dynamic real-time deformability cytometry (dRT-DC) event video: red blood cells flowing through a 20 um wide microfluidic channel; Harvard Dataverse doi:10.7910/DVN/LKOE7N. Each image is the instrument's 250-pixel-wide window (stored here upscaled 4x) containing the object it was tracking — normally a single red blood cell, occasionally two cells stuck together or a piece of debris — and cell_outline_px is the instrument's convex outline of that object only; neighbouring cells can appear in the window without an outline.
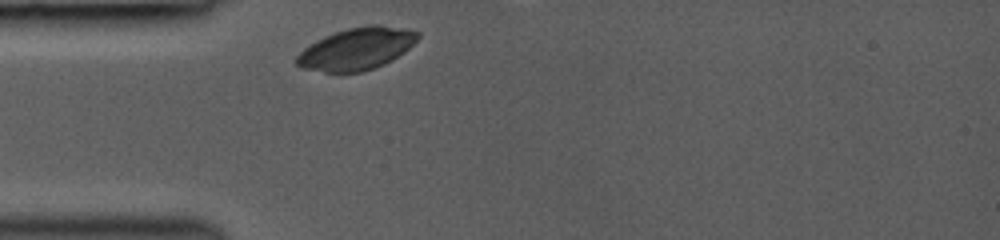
{"species": "common noctule bat (a hibernating species)", "species_latin": "Nyctalus noctula", "temperature_condition": "room temperature", "stored_images_in_passage": 29, "camera_frame_rate_fps": 3000, "um_per_image_px": 0.085, "animal": {"sex": "female", "body_mass_g": 19.0, "forearm_length_mm": 53.3}, "frame": {"image": 1, "passage_image": 1, "time_ms": 0.0, "image_size_px": [1000, 240], "cell_outline_px": [[420, 36], [404, 52], [392, 60], [384, 64], [360, 72], [324, 72], [300, 68], [296, 64], [296, 56], [304, 48], [316, 40], [324, 36], [348, 28], [372, 24], [376, 24], [408, 28], [420, 32]], "centroid_in_image_um": [30.31, 4.14], "position_along_channel_um": 54.7, "area_um2": 29.71}}
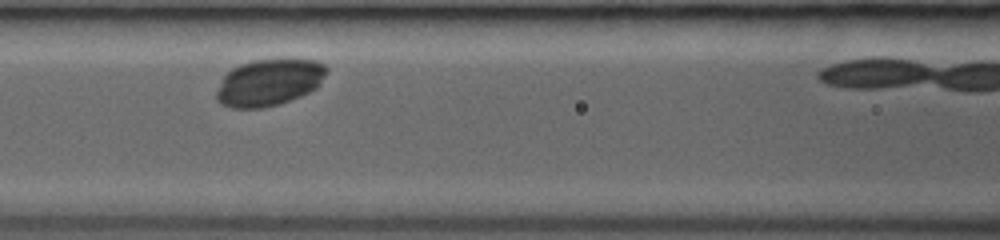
{"frame": {"image": 2, "passage_image": 8, "time_ms": 2.333, "image_size_px": [1000, 240], "cell_outline_px": [[328, 72], [320, 84], [316, 88], [300, 96], [280, 104], [264, 108], [232, 108], [220, 104], [216, 100], [216, 92], [224, 72], [240, 64], [252, 60], [316, 60], [324, 64], [328, 68]], "centroid_in_image_um": [22.84, 7.02], "position_along_channel_um": 143.8, "area_um2": 30.23}}
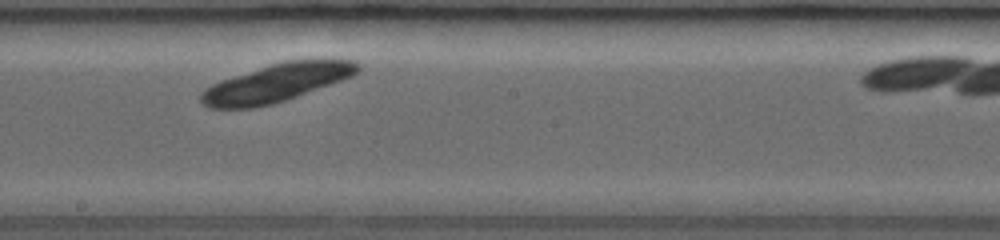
{"frame": {"image": 3, "passage_image": 14, "time_ms": 4.333, "image_size_px": [1000, 240], "cell_outline_px": [[360, 68], [352, 76], [296, 96], [272, 104], [252, 108], [208, 108], [200, 100], [200, 92], [204, 88], [220, 80], [284, 60], [356, 60], [360, 64]], "centroid_in_image_um": [23.45, 7.05], "position_along_channel_um": 224.8, "area_um2": 34.28}}